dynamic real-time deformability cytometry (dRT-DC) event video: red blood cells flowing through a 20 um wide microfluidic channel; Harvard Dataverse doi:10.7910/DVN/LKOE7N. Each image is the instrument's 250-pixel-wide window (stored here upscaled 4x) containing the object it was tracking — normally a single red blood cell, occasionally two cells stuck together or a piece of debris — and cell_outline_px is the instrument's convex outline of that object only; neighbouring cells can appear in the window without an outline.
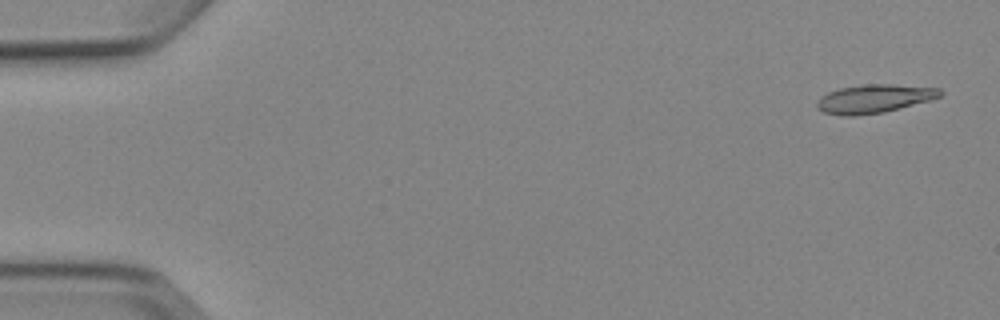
{"species": "Egyptian fruit bat (a non-hibernating species)", "species_latin": "Rousettus aegyptiacus", "temperature_condition": "cold", "stored_images_in_passage": 3, "segment_of_instrument_passage": [2, 2], "camera_frame_rate_fps": 3000, "um_per_image_px": 0.085, "animal": {"sex": "female"}, "frame": {"image": 1, "passage_image": 3, "time_ms": 3.0, "image_size_px": [1000, 320], "cell_outline_px": [[944, 92], [940, 96], [928, 100], [884, 112], [856, 116], [840, 116], [824, 112], [816, 108], [816, 104], [820, 96], [828, 92], [840, 88], [868, 84], [892, 84], [940, 88]], "centroid_in_image_um": [74.26, 8.39], "position_along_channel_um": 10.7, "area_um2": 20.4}}